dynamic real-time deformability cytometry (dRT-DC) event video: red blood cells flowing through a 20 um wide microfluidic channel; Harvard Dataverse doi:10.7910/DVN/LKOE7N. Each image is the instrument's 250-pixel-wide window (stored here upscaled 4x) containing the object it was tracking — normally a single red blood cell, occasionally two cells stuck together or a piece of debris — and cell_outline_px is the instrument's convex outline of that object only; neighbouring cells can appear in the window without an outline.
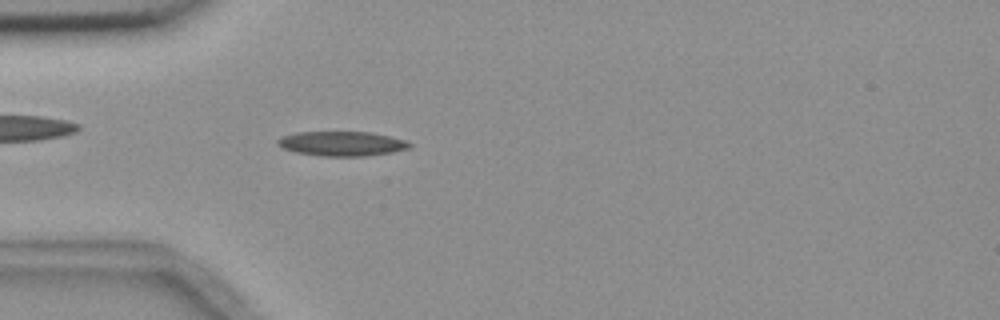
{"species": "common noctule bat (a hibernating species)", "species_latin": "Nyctalus noctula", "temperature_condition": "room temperature", "stored_images_in_passage": 3, "camera_frame_rate_fps": 3000, "um_per_image_px": 0.085, "animal": {"sex": "female", "body_mass_g": 18.4}, "frame": {"image": 1, "passage_image": 3, "time_ms": 2.0, "image_size_px": [1000, 320], "cell_outline_px": [[412, 148], [392, 152], [364, 156], [320, 156], [296, 152], [284, 148], [276, 144], [276, 140], [280, 136], [296, 132], [372, 132], [408, 140], [412, 144]], "centroid_in_image_um": [29.08, 12.2], "position_along_channel_um": 55.9, "area_um2": 19.13}}